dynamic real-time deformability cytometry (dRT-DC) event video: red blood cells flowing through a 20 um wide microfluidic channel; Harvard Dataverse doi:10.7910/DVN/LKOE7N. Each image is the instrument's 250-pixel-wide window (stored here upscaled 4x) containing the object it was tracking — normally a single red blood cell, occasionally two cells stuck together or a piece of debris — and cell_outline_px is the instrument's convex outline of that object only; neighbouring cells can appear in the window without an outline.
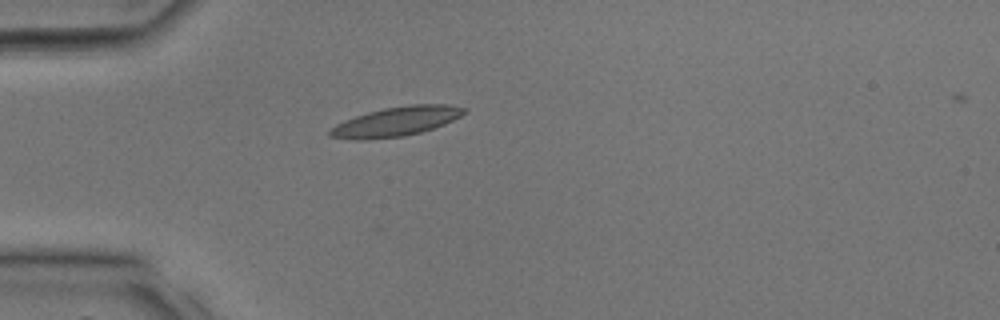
{"species": "common noctule bat (a hibernating species)", "species_latin": "Nyctalus noctula", "temperature_condition": "room temperature", "stored_images_in_passage": 26, "camera_frame_rate_fps": 3000, "um_per_image_px": 0.085, "animal": {"sex": "male", "body_mass_g": 17.9, "forearm_length_mm": 54.2}, "frame": {"image": 1, "passage_image": 1, "time_ms": 0.0, "image_size_px": [1000, 320], "cell_outline_px": [[468, 112], [444, 124], [420, 132], [404, 136], [364, 140], [348, 140], [328, 136], [328, 132], [336, 124], [344, 120], [368, 112], [384, 108], [412, 104], [448, 104], [468, 108]], "centroid_in_image_um": [33.67, 10.33], "position_along_channel_um": 51.3, "area_um2": 23.06}}
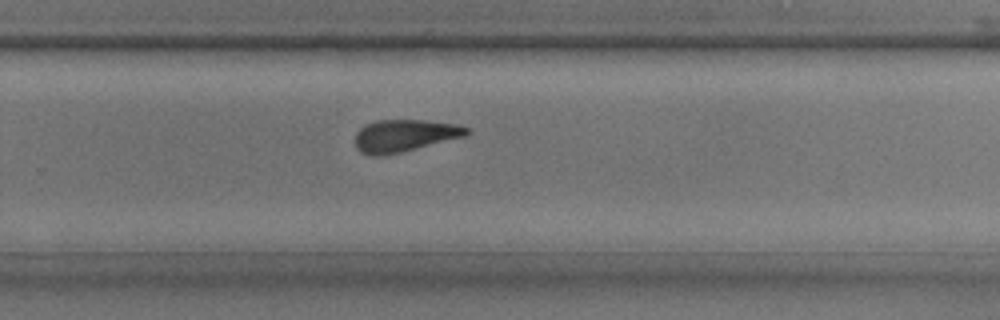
{"frame": {"image": 2, "passage_image": 14, "time_ms": 4.333, "image_size_px": [1000, 320], "cell_outline_px": [[468, 132], [464, 136], [400, 152], [380, 156], [372, 156], [360, 152], [356, 148], [356, 132], [364, 124], [376, 120], [424, 120], [456, 124], [468, 128]], "centroid_in_image_um": [34.32, 11.52], "position_along_channel_um": 295.5, "area_um2": 20.69}}
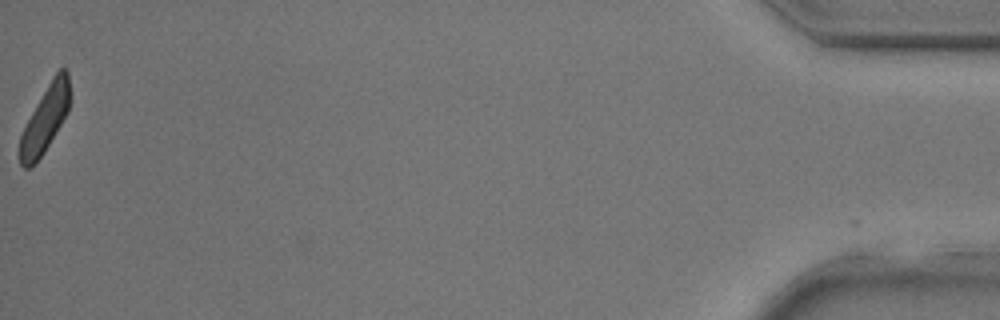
{"frame": {"image": 3, "passage_image": 26, "time_ms": 8.333, "image_size_px": [1000, 320], "cell_outline_px": [[68, 112], [44, 152], [28, 168], [24, 168], [20, 164], [20, 136], [36, 104], [52, 76], [60, 68], [64, 68], [68, 72]], "centroid_in_image_um": [3.83, 10.1], "position_along_channel_um": 431.4, "area_um2": 18.61}}